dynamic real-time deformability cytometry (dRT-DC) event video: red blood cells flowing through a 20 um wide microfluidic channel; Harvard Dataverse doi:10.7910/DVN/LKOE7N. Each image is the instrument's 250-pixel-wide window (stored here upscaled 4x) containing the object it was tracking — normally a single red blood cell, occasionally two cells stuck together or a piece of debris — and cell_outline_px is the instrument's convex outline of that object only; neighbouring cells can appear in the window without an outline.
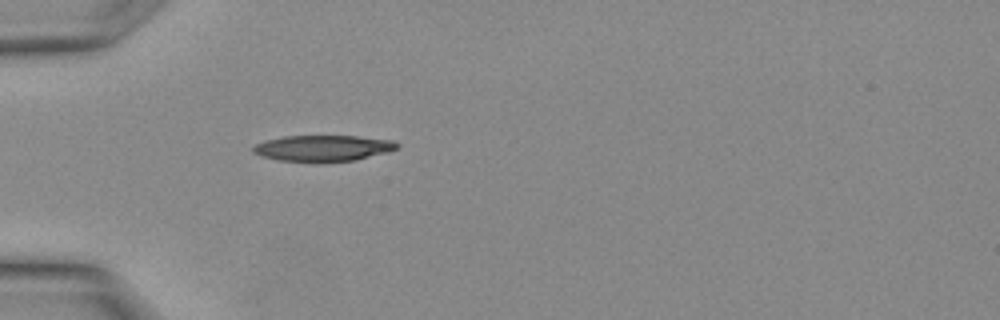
{"species": "Egyptian fruit bat (a non-hibernating species)", "species_latin": "Rousettus aegyptiacus", "temperature_condition": "warm", "stored_images_in_passage": 5, "camera_frame_rate_fps": 3000, "um_per_image_px": 0.085, "animal": {"sex": "female"}, "frame": {"image": 1, "passage_image": 1, "time_ms": 0.0, "image_size_px": [1000, 320], "cell_outline_px": [[400, 144], [396, 148], [388, 152], [356, 160], [280, 160], [260, 156], [252, 152], [252, 148], [256, 144], [264, 140], [284, 136], [356, 136], [392, 140]], "centroid_in_image_um": [27.45, 12.56], "position_along_channel_um": 57.6, "area_um2": 21.33}}
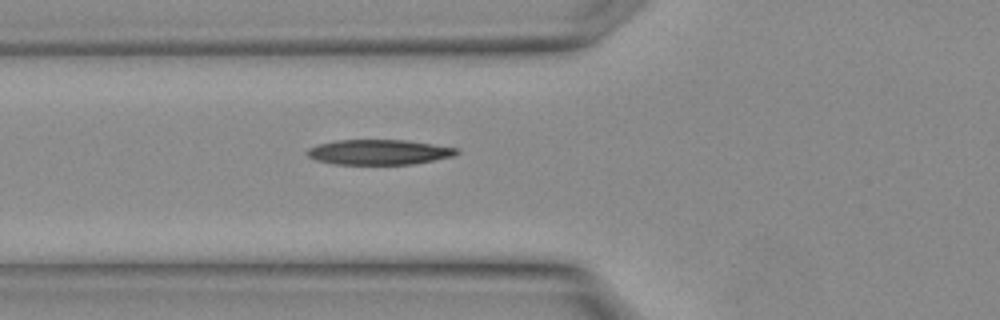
{"frame": {"image": 2, "passage_image": 3, "time_ms": 0.667, "image_size_px": [1000, 320], "cell_outline_px": [[460, 152], [456, 156], [412, 164], [332, 164], [316, 160], [308, 156], [304, 152], [308, 148], [320, 144], [336, 140], [404, 140], [460, 148]], "centroid_in_image_um": [32.23, 12.93], "position_along_channel_um": 93.6, "area_um2": 21.96}}
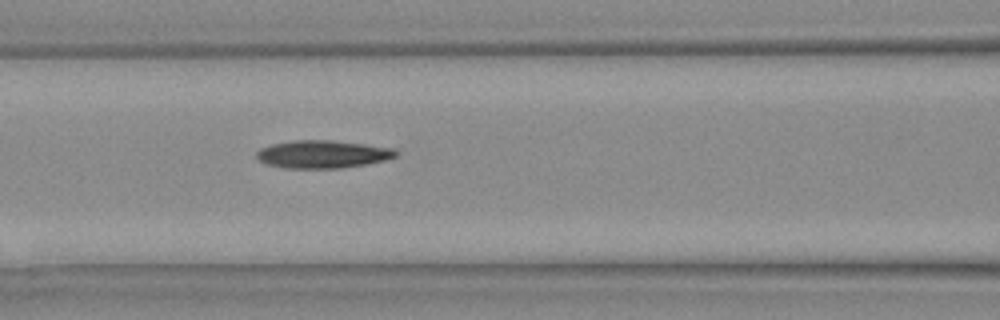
{"frame": {"image": 3, "passage_image": 5, "time_ms": 1.333, "image_size_px": [1000, 320], "cell_outline_px": [[396, 156], [384, 160], [364, 164], [340, 168], [284, 168], [268, 164], [260, 160], [256, 156], [256, 152], [260, 148], [272, 144], [296, 140], [332, 140], [392, 148], [396, 152]], "centroid_in_image_um": [27.37, 13.11], "position_along_channel_um": 139.2, "area_um2": 22.2}}